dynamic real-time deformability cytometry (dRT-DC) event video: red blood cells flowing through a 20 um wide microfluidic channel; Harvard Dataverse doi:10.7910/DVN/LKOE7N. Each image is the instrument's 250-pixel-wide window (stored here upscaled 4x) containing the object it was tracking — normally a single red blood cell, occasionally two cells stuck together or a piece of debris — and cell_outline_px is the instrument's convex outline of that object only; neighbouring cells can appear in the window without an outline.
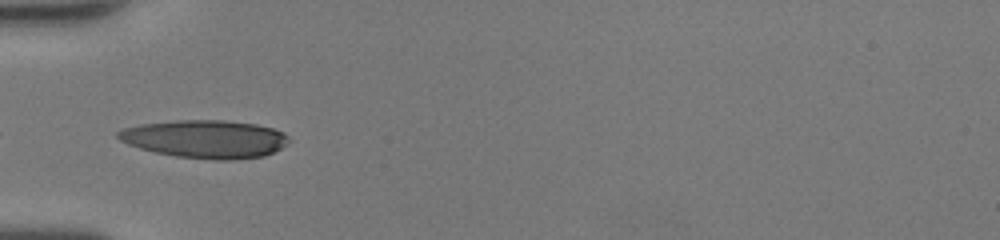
{"species": "human", "species_latin": "Homo sapiens", "temperature_condition": "room temperature", "stored_images_in_passage": 15, "camera_frame_rate_fps": 3000, "um_per_image_px": 0.085, "donor": {"sex": "female"}, "frame": {"image": 1, "passage_image": 1, "time_ms": 0.0, "image_size_px": [1000, 240], "cell_outline_px": [[292, 140], [280, 148], [264, 156], [232, 160], [212, 160], [176, 156], [156, 152], [140, 148], [128, 144], [120, 140], [116, 136], [116, 132], [124, 128], [140, 124], [176, 120], [220, 120], [256, 124], [272, 128], [284, 132]], "centroid_in_image_um": [17.45, 11.81], "position_along_channel_um": 67.5, "area_um2": 37.86}}
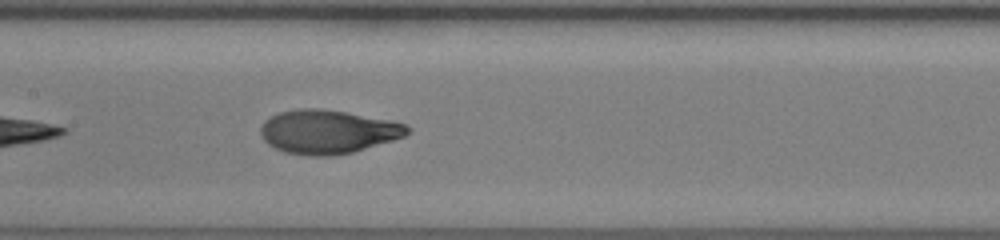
{"frame": {"image": 2, "passage_image": 9, "time_ms": 2.667, "image_size_px": [1000, 240], "cell_outline_px": [[408, 132], [404, 136], [392, 140], [352, 152], [332, 156], [312, 156], [284, 152], [268, 144], [264, 140], [260, 132], [260, 128], [264, 120], [280, 112], [300, 108], [320, 108], [344, 112], [388, 120], [404, 124], [408, 128]], "centroid_in_image_um": [27.8, 11.2], "position_along_channel_um": 179.6, "area_um2": 36.93}}
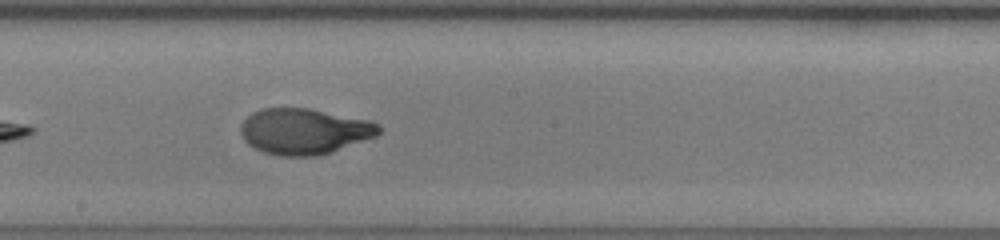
{"frame": {"image": 3, "passage_image": 12, "time_ms": 3.667, "image_size_px": [1000, 240], "cell_outline_px": [[380, 132], [376, 136], [332, 152], [316, 156], [280, 156], [264, 152], [248, 144], [244, 140], [240, 132], [240, 124], [252, 112], [260, 108], [308, 108], [372, 120], [380, 124]], "centroid_in_image_um": [25.87, 11.15], "position_along_channel_um": 222.3, "area_um2": 37.17}}